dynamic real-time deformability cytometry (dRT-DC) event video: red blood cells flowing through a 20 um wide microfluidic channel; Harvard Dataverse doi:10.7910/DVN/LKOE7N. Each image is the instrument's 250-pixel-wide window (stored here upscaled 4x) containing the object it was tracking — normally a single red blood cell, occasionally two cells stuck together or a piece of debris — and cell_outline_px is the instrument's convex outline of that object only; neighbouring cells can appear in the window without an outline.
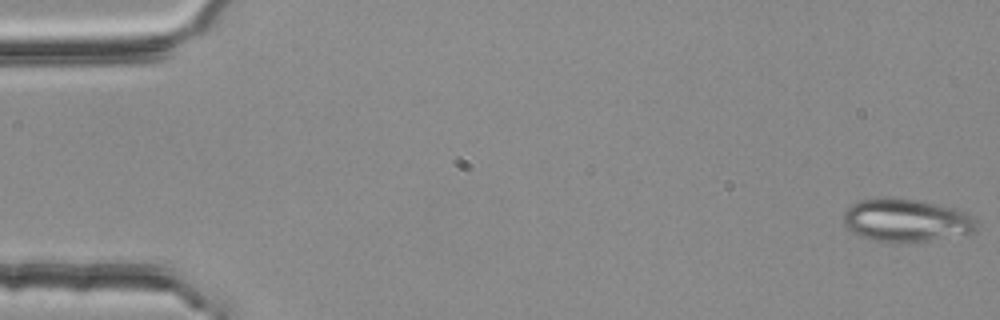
{"species": "common noctule bat (a hibernating species)", "species_latin": "Nyctalus noctula", "temperature_condition": "room temperature", "stored_images_in_passage": 53, "camera_frame_rate_fps": 3000, "um_per_image_px": 0.085, "animal": {"sex": "female", "body_mass_g": 25.1}, "frame": {"image": 1, "passage_image": 1, "time_ms": 0.0, "image_size_px": [1000, 320], "cell_outline_px": [[976, 232], [908, 244], [896, 244], [872, 240], [860, 236], [852, 232], [844, 224], [844, 212], [852, 204], [860, 200], [876, 196], [880, 196], [916, 200], [940, 204], [960, 208], [976, 220]], "centroid_in_image_um": [77.02, 18.73], "position_along_channel_um": 8.0, "area_um2": 34.1}}
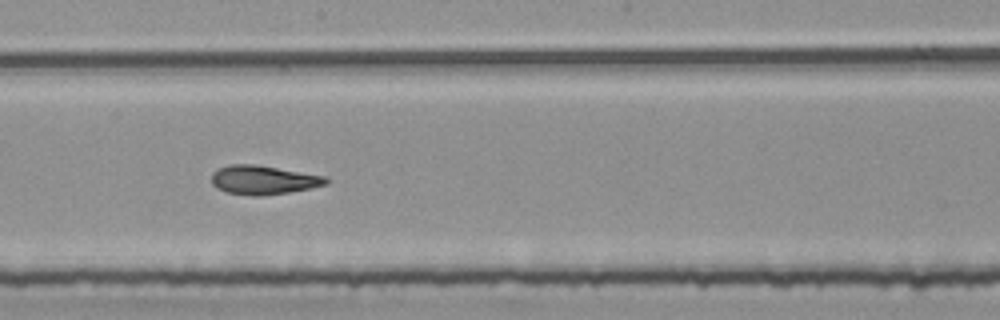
{"frame": {"image": 2, "passage_image": 30, "time_ms": 9.667, "image_size_px": [1000, 320], "cell_outline_px": [[328, 184], [312, 188], [288, 192], [260, 196], [252, 196], [224, 192], [216, 188], [212, 184], [212, 172], [220, 168], [232, 164], [256, 164], [324, 176], [328, 180]], "centroid_in_image_um": [22.36, 15.3], "position_along_channel_um": 225.8, "area_um2": 19.31}}
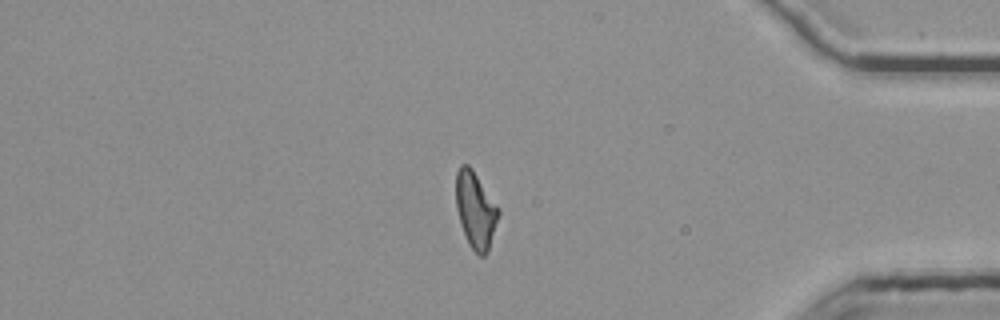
{"frame": {"image": 3, "passage_image": 46, "time_ms": 15.0, "image_size_px": [1000, 320], "cell_outline_px": [[500, 212], [488, 252], [484, 256], [480, 256], [468, 244], [460, 224], [456, 208], [456, 172], [460, 164], [468, 164], [472, 168], [500, 208]], "centroid_in_image_um": [40.42, 17.83], "position_along_channel_um": 394.8, "area_um2": 19.13}, "authors_computed_cell_mechanics": {"area_um2": 19.3052, "velocity_mm_per_s": 3.7781, "shape_relaxation_time_tau1_ms": null, "shape_relaxation_time_tau2_ms": 3.2847, "deformation_change_tau1": null, "deformation_change_tau2": 0.1179}}